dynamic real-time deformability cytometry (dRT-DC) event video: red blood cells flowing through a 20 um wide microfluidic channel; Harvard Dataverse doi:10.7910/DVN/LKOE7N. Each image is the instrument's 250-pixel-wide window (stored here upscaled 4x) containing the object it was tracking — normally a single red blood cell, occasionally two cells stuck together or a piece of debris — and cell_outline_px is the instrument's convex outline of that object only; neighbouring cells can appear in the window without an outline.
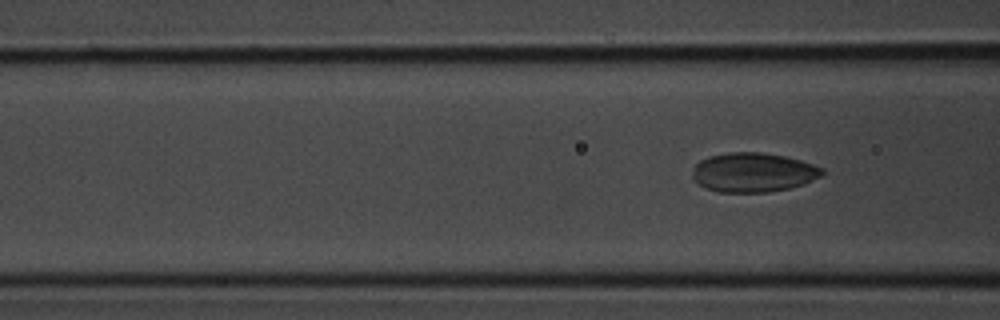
{"species": "common noctule bat (a hibernating species)", "species_latin": "Nyctalus noctula", "temperature_condition": "room temperature", "stored_images_in_passage": 6, "camera_frame_rate_fps": 3000, "um_per_image_px": 0.085, "animal": {"sex": "male", "body_mass_g": 20.1, "forearm_length_mm": 53.5}, "frame": {"image": 1, "passage_image": 6, "time_ms": 1.667, "image_size_px": [1000, 320], "cell_outline_px": [[824, 172], [820, 176], [804, 184], [788, 188], [768, 192], [720, 192], [704, 188], [692, 180], [692, 168], [700, 160], [708, 156], [728, 152], [760, 152], [784, 156], [800, 160], [824, 168]], "centroid_in_image_um": [63.97, 14.65], "position_along_channel_um": 102.6, "area_um2": 29.88}}